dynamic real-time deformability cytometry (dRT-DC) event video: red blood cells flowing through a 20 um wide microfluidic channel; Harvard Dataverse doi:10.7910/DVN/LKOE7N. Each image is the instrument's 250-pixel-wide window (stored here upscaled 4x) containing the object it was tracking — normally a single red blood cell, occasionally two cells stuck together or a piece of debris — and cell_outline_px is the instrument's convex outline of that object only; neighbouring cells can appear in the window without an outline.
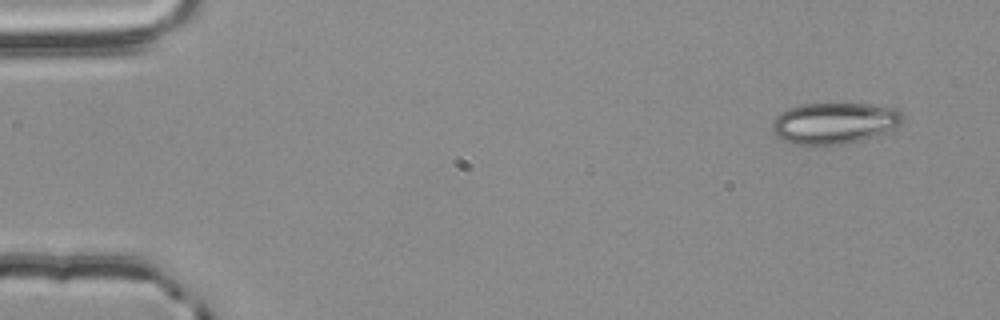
{"species": "common noctule bat (a hibernating species)", "species_latin": "Nyctalus noctula", "temperature_condition": "room temperature", "stored_images_in_passage": 53, "segment_of_instrument_passage": [1, 2], "camera_frame_rate_fps": 3000, "um_per_image_px": 0.085, "animal": {"sex": "male", "body_mass_g": 20.4}, "frame": {"image": 1, "passage_image": 1, "time_ms": 0.0, "image_size_px": [1000, 320], "cell_outline_px": [[904, 116], [900, 124], [876, 136], [844, 144], [816, 148], [812, 148], [796, 144], [784, 140], [776, 136], [772, 128], [772, 120], [780, 112], [788, 108], [804, 104], [872, 104], [892, 108], [900, 112]], "centroid_in_image_um": [70.86, 10.5], "position_along_channel_um": 14.1, "area_um2": 31.79}}
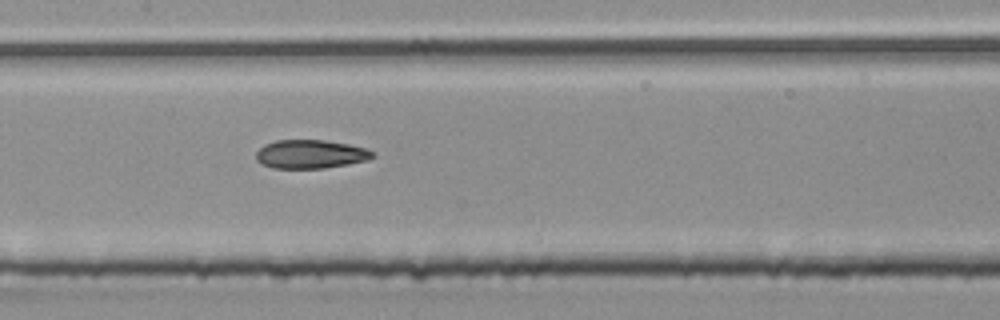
{"frame": {"image": 2, "passage_image": 24, "time_ms": 7.667, "image_size_px": [1000, 320], "cell_outline_px": [[376, 156], [368, 160], [348, 164], [324, 168], [272, 168], [260, 164], [256, 160], [256, 152], [264, 144], [276, 140], [324, 140], [348, 144], [368, 148]], "centroid_in_image_um": [26.39, 13.1], "position_along_channel_um": 181.0, "area_um2": 19.59}}
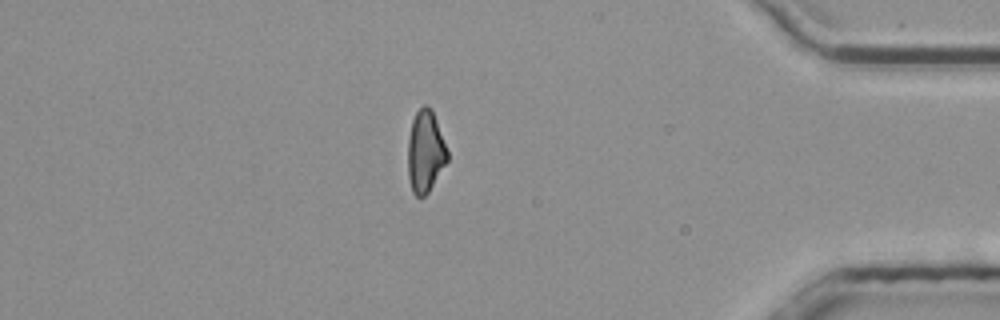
{"frame": {"image": 3, "passage_image": 44, "time_ms": 14.333, "image_size_px": [1000, 320], "cell_outline_px": [[448, 160], [428, 192], [424, 196], [416, 196], [412, 192], [408, 176], [408, 140], [412, 120], [416, 112], [424, 104], [428, 104], [432, 108], [448, 152]], "centroid_in_image_um": [36.15, 12.86], "position_along_channel_um": 399.1, "area_um2": 18.84}}